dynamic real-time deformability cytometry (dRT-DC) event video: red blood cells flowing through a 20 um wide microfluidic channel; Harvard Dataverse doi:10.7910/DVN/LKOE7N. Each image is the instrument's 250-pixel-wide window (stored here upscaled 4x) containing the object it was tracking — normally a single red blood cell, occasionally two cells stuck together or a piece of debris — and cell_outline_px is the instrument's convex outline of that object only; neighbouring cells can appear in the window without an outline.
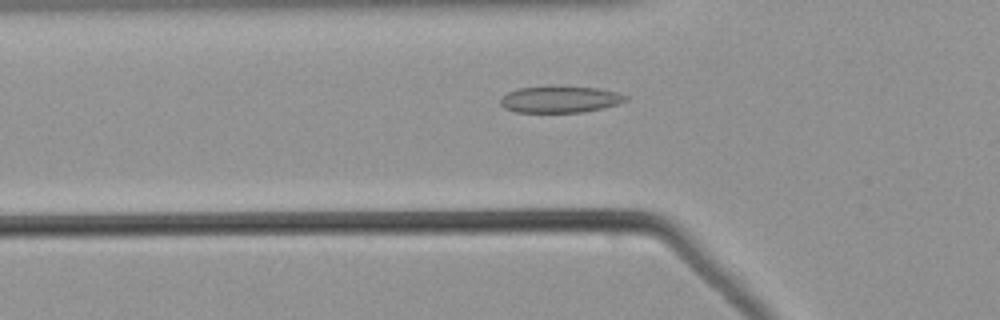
{"species": "common noctule bat (a hibernating species)", "species_latin": "Nyctalus noctula", "temperature_condition": "warm", "stored_images_in_passage": 48, "camera_frame_rate_fps": 3000, "um_per_image_px": 0.085, "animal": {"sex": "male", "body_mass_g": 21.5, "forearm_length_mm": 52.0}, "frame": {"image": 1, "passage_image": 18, "time_ms": 5.667, "image_size_px": [1000, 320], "cell_outline_px": [[628, 100], [604, 108], [580, 112], [516, 112], [504, 108], [500, 104], [500, 100], [508, 92], [516, 88], [552, 84], [556, 84], [596, 88], [616, 92], [628, 96]], "centroid_in_image_um": [47.58, 8.41], "position_along_channel_um": 78.2, "area_um2": 19.94}}
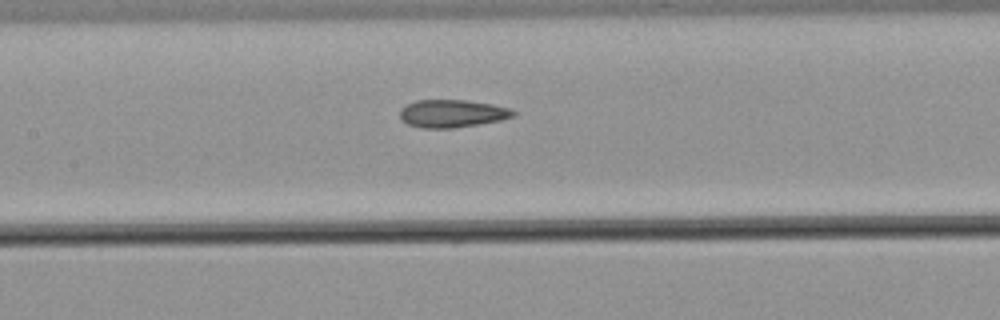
{"frame": {"image": 2, "passage_image": 25, "time_ms": 8.0, "image_size_px": [1000, 320], "cell_outline_px": [[516, 116], [500, 120], [456, 128], [424, 128], [408, 124], [400, 120], [400, 108], [416, 100], [464, 100], [492, 104], [512, 108], [516, 112]], "centroid_in_image_um": [38.45, 9.65], "position_along_channel_um": 169.0, "area_um2": 18.44}}
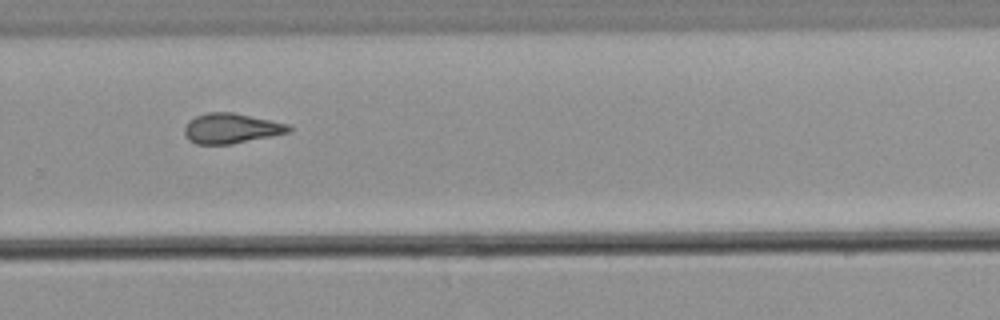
{"frame": {"image": 3, "passage_image": 36, "time_ms": 11.667, "image_size_px": [1000, 320], "cell_outline_px": [[292, 128], [288, 132], [232, 144], [196, 144], [188, 140], [184, 132], [184, 128], [188, 120], [196, 116], [208, 112], [232, 112], [288, 124]], "centroid_in_image_um": [19.59, 10.91], "position_along_channel_um": 310.2, "area_um2": 18.09}}